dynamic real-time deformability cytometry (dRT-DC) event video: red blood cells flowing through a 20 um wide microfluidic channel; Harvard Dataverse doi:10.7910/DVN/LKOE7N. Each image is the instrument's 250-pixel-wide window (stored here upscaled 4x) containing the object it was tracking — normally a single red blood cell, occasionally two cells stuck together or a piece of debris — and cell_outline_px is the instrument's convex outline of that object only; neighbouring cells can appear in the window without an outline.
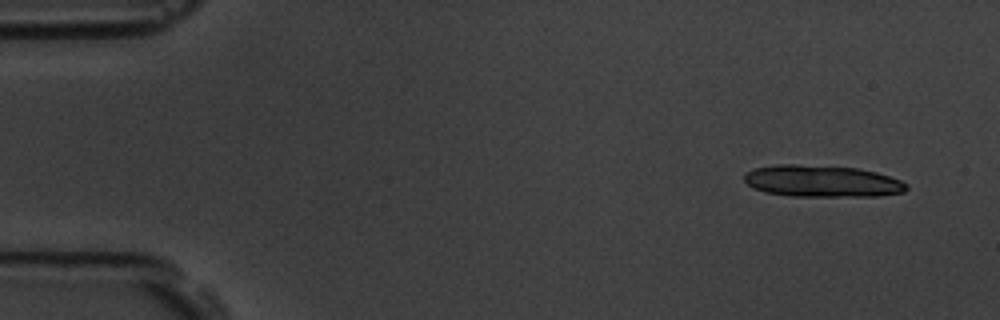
{"species": "common noctule bat (a hibernating species)", "species_latin": "Nyctalus noctula", "temperature_condition": "room temperature", "stored_images_in_passage": 5, "camera_frame_rate_fps": 3000, "um_per_image_px": 0.085, "animal": {"sex": "male", "body_mass_g": 19.5, "forearm_length_mm": 54.6}, "frame": {"image": 1, "passage_image": 1, "time_ms": 0.0, "image_size_px": [1000, 320], "cell_outline_px": [[908, 188], [904, 192], [880, 196], [792, 196], [764, 192], [748, 184], [744, 180], [744, 172], [756, 168], [776, 164], [796, 164], [860, 168], [876, 172], [900, 180], [908, 184]], "centroid_in_image_um": [69.89, 15.39], "position_along_channel_um": 15.1, "area_um2": 30.11}}